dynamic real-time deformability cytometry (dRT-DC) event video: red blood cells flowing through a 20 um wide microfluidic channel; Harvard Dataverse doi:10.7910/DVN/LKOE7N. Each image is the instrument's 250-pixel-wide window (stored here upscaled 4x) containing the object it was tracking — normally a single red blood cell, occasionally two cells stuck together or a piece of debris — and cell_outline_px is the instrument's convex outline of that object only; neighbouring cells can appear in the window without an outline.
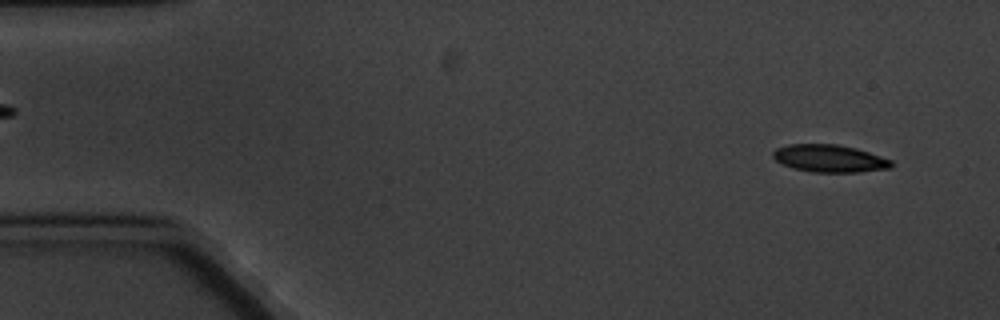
{"species": "common noctule bat (a hibernating species)", "species_latin": "Nyctalus noctula", "temperature_condition": "cold", "stored_images_in_passage": 5, "camera_frame_rate_fps": 3000, "um_per_image_px": 0.085, "animal": {"sex": "male", "body_mass_g": 20.1, "forearm_length_mm": 53.5}, "frame": {"image": 1, "passage_image": 1, "time_ms": 0.0, "image_size_px": [1000, 320], "cell_outline_px": [[892, 168], [860, 172], [812, 172], [792, 168], [776, 160], [772, 156], [772, 152], [776, 148], [788, 144], [836, 144], [856, 148], [892, 160]], "centroid_in_image_um": [70.5, 13.47], "position_along_channel_um": 14.5, "area_um2": 18.96}}